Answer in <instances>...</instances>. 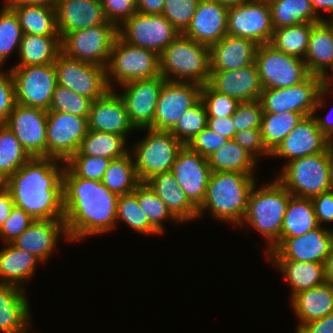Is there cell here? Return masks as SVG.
<instances>
[{"label": "cell", "mask_w": 333, "mask_h": 333, "mask_svg": "<svg viewBox=\"0 0 333 333\" xmlns=\"http://www.w3.org/2000/svg\"><path fill=\"white\" fill-rule=\"evenodd\" d=\"M63 195V220L71 242L104 235L118 227L116 208L119 196L109 191L102 181L75 176L65 166Z\"/></svg>", "instance_id": "obj_1"}, {"label": "cell", "mask_w": 333, "mask_h": 333, "mask_svg": "<svg viewBox=\"0 0 333 333\" xmlns=\"http://www.w3.org/2000/svg\"><path fill=\"white\" fill-rule=\"evenodd\" d=\"M55 158H30L3 184L16 207L38 220L64 219L63 171Z\"/></svg>", "instance_id": "obj_2"}, {"label": "cell", "mask_w": 333, "mask_h": 333, "mask_svg": "<svg viewBox=\"0 0 333 333\" xmlns=\"http://www.w3.org/2000/svg\"><path fill=\"white\" fill-rule=\"evenodd\" d=\"M255 175L212 171L204 201L198 207L197 219L208 211L213 219L239 226L245 216L250 193L257 182Z\"/></svg>", "instance_id": "obj_3"}, {"label": "cell", "mask_w": 333, "mask_h": 333, "mask_svg": "<svg viewBox=\"0 0 333 333\" xmlns=\"http://www.w3.org/2000/svg\"><path fill=\"white\" fill-rule=\"evenodd\" d=\"M256 187L257 183L250 193L245 216L238 228L245 229L251 225L267 240L265 253H268L280 241L283 218L292 194L275 178L262 187Z\"/></svg>", "instance_id": "obj_4"}, {"label": "cell", "mask_w": 333, "mask_h": 333, "mask_svg": "<svg viewBox=\"0 0 333 333\" xmlns=\"http://www.w3.org/2000/svg\"><path fill=\"white\" fill-rule=\"evenodd\" d=\"M160 75L166 81L204 86L210 77V50L182 33L159 55Z\"/></svg>", "instance_id": "obj_5"}, {"label": "cell", "mask_w": 333, "mask_h": 333, "mask_svg": "<svg viewBox=\"0 0 333 333\" xmlns=\"http://www.w3.org/2000/svg\"><path fill=\"white\" fill-rule=\"evenodd\" d=\"M275 179L297 197L312 198L333 189V168L328 149L285 163Z\"/></svg>", "instance_id": "obj_6"}, {"label": "cell", "mask_w": 333, "mask_h": 333, "mask_svg": "<svg viewBox=\"0 0 333 333\" xmlns=\"http://www.w3.org/2000/svg\"><path fill=\"white\" fill-rule=\"evenodd\" d=\"M332 87H326L322 78L309 75L298 85L286 88L263 89L260 97L263 113H281L293 111L304 117L320 111L326 102L325 97L332 93Z\"/></svg>", "instance_id": "obj_7"}, {"label": "cell", "mask_w": 333, "mask_h": 333, "mask_svg": "<svg viewBox=\"0 0 333 333\" xmlns=\"http://www.w3.org/2000/svg\"><path fill=\"white\" fill-rule=\"evenodd\" d=\"M157 76H160L159 55L152 50L131 45L117 35L106 66L109 88L114 90L113 87L118 88L115 84L121 86L130 81Z\"/></svg>", "instance_id": "obj_8"}, {"label": "cell", "mask_w": 333, "mask_h": 333, "mask_svg": "<svg viewBox=\"0 0 333 333\" xmlns=\"http://www.w3.org/2000/svg\"><path fill=\"white\" fill-rule=\"evenodd\" d=\"M147 134L130 146L136 174L146 182L156 174L172 171L173 164L183 144L170 131L144 128Z\"/></svg>", "instance_id": "obj_9"}, {"label": "cell", "mask_w": 333, "mask_h": 333, "mask_svg": "<svg viewBox=\"0 0 333 333\" xmlns=\"http://www.w3.org/2000/svg\"><path fill=\"white\" fill-rule=\"evenodd\" d=\"M117 35L118 27L110 21L70 32L61 39V53L106 68Z\"/></svg>", "instance_id": "obj_10"}, {"label": "cell", "mask_w": 333, "mask_h": 333, "mask_svg": "<svg viewBox=\"0 0 333 333\" xmlns=\"http://www.w3.org/2000/svg\"><path fill=\"white\" fill-rule=\"evenodd\" d=\"M254 62L263 89L298 85L310 75L304 60L287 55L269 43L258 46Z\"/></svg>", "instance_id": "obj_11"}, {"label": "cell", "mask_w": 333, "mask_h": 333, "mask_svg": "<svg viewBox=\"0 0 333 333\" xmlns=\"http://www.w3.org/2000/svg\"><path fill=\"white\" fill-rule=\"evenodd\" d=\"M16 103L48 110L57 86L54 63L12 66Z\"/></svg>", "instance_id": "obj_12"}, {"label": "cell", "mask_w": 333, "mask_h": 333, "mask_svg": "<svg viewBox=\"0 0 333 333\" xmlns=\"http://www.w3.org/2000/svg\"><path fill=\"white\" fill-rule=\"evenodd\" d=\"M180 34L162 14L136 12L118 27V35L124 41L152 50L158 55Z\"/></svg>", "instance_id": "obj_13"}, {"label": "cell", "mask_w": 333, "mask_h": 333, "mask_svg": "<svg viewBox=\"0 0 333 333\" xmlns=\"http://www.w3.org/2000/svg\"><path fill=\"white\" fill-rule=\"evenodd\" d=\"M54 66L57 73V84L73 92L96 100L109 90L106 79V68L66 57L63 53L57 56Z\"/></svg>", "instance_id": "obj_14"}, {"label": "cell", "mask_w": 333, "mask_h": 333, "mask_svg": "<svg viewBox=\"0 0 333 333\" xmlns=\"http://www.w3.org/2000/svg\"><path fill=\"white\" fill-rule=\"evenodd\" d=\"M333 245V229L317 228L296 237H280L266 254L267 260H294L324 263Z\"/></svg>", "instance_id": "obj_15"}, {"label": "cell", "mask_w": 333, "mask_h": 333, "mask_svg": "<svg viewBox=\"0 0 333 333\" xmlns=\"http://www.w3.org/2000/svg\"><path fill=\"white\" fill-rule=\"evenodd\" d=\"M88 132V118L47 111V157L66 162Z\"/></svg>", "instance_id": "obj_16"}, {"label": "cell", "mask_w": 333, "mask_h": 333, "mask_svg": "<svg viewBox=\"0 0 333 333\" xmlns=\"http://www.w3.org/2000/svg\"><path fill=\"white\" fill-rule=\"evenodd\" d=\"M273 31L268 2L248 0L236 7L228 8V35L249 38L258 45H263L270 42Z\"/></svg>", "instance_id": "obj_17"}, {"label": "cell", "mask_w": 333, "mask_h": 333, "mask_svg": "<svg viewBox=\"0 0 333 333\" xmlns=\"http://www.w3.org/2000/svg\"><path fill=\"white\" fill-rule=\"evenodd\" d=\"M4 125L31 158L47 157V110L16 103Z\"/></svg>", "instance_id": "obj_18"}, {"label": "cell", "mask_w": 333, "mask_h": 333, "mask_svg": "<svg viewBox=\"0 0 333 333\" xmlns=\"http://www.w3.org/2000/svg\"><path fill=\"white\" fill-rule=\"evenodd\" d=\"M201 85L165 81L158 97L152 129L170 131L181 115L201 99Z\"/></svg>", "instance_id": "obj_19"}, {"label": "cell", "mask_w": 333, "mask_h": 333, "mask_svg": "<svg viewBox=\"0 0 333 333\" xmlns=\"http://www.w3.org/2000/svg\"><path fill=\"white\" fill-rule=\"evenodd\" d=\"M165 81L160 75L119 86L123 91L122 94H118L125 104L130 122L137 131L144 128L152 129L159 93Z\"/></svg>", "instance_id": "obj_20"}, {"label": "cell", "mask_w": 333, "mask_h": 333, "mask_svg": "<svg viewBox=\"0 0 333 333\" xmlns=\"http://www.w3.org/2000/svg\"><path fill=\"white\" fill-rule=\"evenodd\" d=\"M172 172L189 200L198 208L204 201L212 173L207 158L183 145L177 154Z\"/></svg>", "instance_id": "obj_21"}, {"label": "cell", "mask_w": 333, "mask_h": 333, "mask_svg": "<svg viewBox=\"0 0 333 333\" xmlns=\"http://www.w3.org/2000/svg\"><path fill=\"white\" fill-rule=\"evenodd\" d=\"M327 147L328 138L320 131L312 115L299 122L271 153V157L283 158L288 163L304 156L323 153Z\"/></svg>", "instance_id": "obj_22"}, {"label": "cell", "mask_w": 333, "mask_h": 333, "mask_svg": "<svg viewBox=\"0 0 333 333\" xmlns=\"http://www.w3.org/2000/svg\"><path fill=\"white\" fill-rule=\"evenodd\" d=\"M61 236L64 240L71 242L63 219H35L11 244L34 254L44 264L56 251Z\"/></svg>", "instance_id": "obj_23"}, {"label": "cell", "mask_w": 333, "mask_h": 333, "mask_svg": "<svg viewBox=\"0 0 333 333\" xmlns=\"http://www.w3.org/2000/svg\"><path fill=\"white\" fill-rule=\"evenodd\" d=\"M88 130L122 135L126 139L133 130L137 131L130 122L125 104L116 89H110L92 102Z\"/></svg>", "instance_id": "obj_24"}, {"label": "cell", "mask_w": 333, "mask_h": 333, "mask_svg": "<svg viewBox=\"0 0 333 333\" xmlns=\"http://www.w3.org/2000/svg\"><path fill=\"white\" fill-rule=\"evenodd\" d=\"M207 84L240 103L260 100L263 90L255 62L240 69L211 71Z\"/></svg>", "instance_id": "obj_25"}, {"label": "cell", "mask_w": 333, "mask_h": 333, "mask_svg": "<svg viewBox=\"0 0 333 333\" xmlns=\"http://www.w3.org/2000/svg\"><path fill=\"white\" fill-rule=\"evenodd\" d=\"M227 13L228 8L214 0H199L190 24L182 34L210 47L227 35Z\"/></svg>", "instance_id": "obj_26"}, {"label": "cell", "mask_w": 333, "mask_h": 333, "mask_svg": "<svg viewBox=\"0 0 333 333\" xmlns=\"http://www.w3.org/2000/svg\"><path fill=\"white\" fill-rule=\"evenodd\" d=\"M55 11L60 39L67 33L108 21L101 0H58Z\"/></svg>", "instance_id": "obj_27"}, {"label": "cell", "mask_w": 333, "mask_h": 333, "mask_svg": "<svg viewBox=\"0 0 333 333\" xmlns=\"http://www.w3.org/2000/svg\"><path fill=\"white\" fill-rule=\"evenodd\" d=\"M258 46L249 38L227 34L209 47L211 71L235 70L253 64Z\"/></svg>", "instance_id": "obj_28"}, {"label": "cell", "mask_w": 333, "mask_h": 333, "mask_svg": "<svg viewBox=\"0 0 333 333\" xmlns=\"http://www.w3.org/2000/svg\"><path fill=\"white\" fill-rule=\"evenodd\" d=\"M25 290L0 282V333H29L31 311Z\"/></svg>", "instance_id": "obj_29"}, {"label": "cell", "mask_w": 333, "mask_h": 333, "mask_svg": "<svg viewBox=\"0 0 333 333\" xmlns=\"http://www.w3.org/2000/svg\"><path fill=\"white\" fill-rule=\"evenodd\" d=\"M146 183L180 223L197 219L198 208L179 186L172 171L156 174Z\"/></svg>", "instance_id": "obj_30"}, {"label": "cell", "mask_w": 333, "mask_h": 333, "mask_svg": "<svg viewBox=\"0 0 333 333\" xmlns=\"http://www.w3.org/2000/svg\"><path fill=\"white\" fill-rule=\"evenodd\" d=\"M290 300L291 309L299 319L296 332L311 321L333 312V285L325 282L295 294Z\"/></svg>", "instance_id": "obj_31"}, {"label": "cell", "mask_w": 333, "mask_h": 333, "mask_svg": "<svg viewBox=\"0 0 333 333\" xmlns=\"http://www.w3.org/2000/svg\"><path fill=\"white\" fill-rule=\"evenodd\" d=\"M304 62L311 75L322 77L328 73L333 64V21H321L312 27Z\"/></svg>", "instance_id": "obj_32"}, {"label": "cell", "mask_w": 333, "mask_h": 333, "mask_svg": "<svg viewBox=\"0 0 333 333\" xmlns=\"http://www.w3.org/2000/svg\"><path fill=\"white\" fill-rule=\"evenodd\" d=\"M39 263L43 264L34 254L18 249L11 243L5 244L0 250V282L24 289L25 282L34 277Z\"/></svg>", "instance_id": "obj_33"}, {"label": "cell", "mask_w": 333, "mask_h": 333, "mask_svg": "<svg viewBox=\"0 0 333 333\" xmlns=\"http://www.w3.org/2000/svg\"><path fill=\"white\" fill-rule=\"evenodd\" d=\"M281 272L291 288L290 299L297 293L326 282L324 263L294 260H269Z\"/></svg>", "instance_id": "obj_34"}, {"label": "cell", "mask_w": 333, "mask_h": 333, "mask_svg": "<svg viewBox=\"0 0 333 333\" xmlns=\"http://www.w3.org/2000/svg\"><path fill=\"white\" fill-rule=\"evenodd\" d=\"M61 53L60 36H40L23 33L18 58L14 66H33L54 63Z\"/></svg>", "instance_id": "obj_35"}, {"label": "cell", "mask_w": 333, "mask_h": 333, "mask_svg": "<svg viewBox=\"0 0 333 333\" xmlns=\"http://www.w3.org/2000/svg\"><path fill=\"white\" fill-rule=\"evenodd\" d=\"M18 17L23 33L40 36H59L55 7L45 5H7Z\"/></svg>", "instance_id": "obj_36"}, {"label": "cell", "mask_w": 333, "mask_h": 333, "mask_svg": "<svg viewBox=\"0 0 333 333\" xmlns=\"http://www.w3.org/2000/svg\"><path fill=\"white\" fill-rule=\"evenodd\" d=\"M319 226L311 198L291 196L283 218L280 237H296Z\"/></svg>", "instance_id": "obj_37"}, {"label": "cell", "mask_w": 333, "mask_h": 333, "mask_svg": "<svg viewBox=\"0 0 333 333\" xmlns=\"http://www.w3.org/2000/svg\"><path fill=\"white\" fill-rule=\"evenodd\" d=\"M207 161L213 172H239L255 174L257 160L234 140H229L217 151L213 152Z\"/></svg>", "instance_id": "obj_38"}, {"label": "cell", "mask_w": 333, "mask_h": 333, "mask_svg": "<svg viewBox=\"0 0 333 333\" xmlns=\"http://www.w3.org/2000/svg\"><path fill=\"white\" fill-rule=\"evenodd\" d=\"M127 146V139L122 135L88 130L73 156H95L114 160L129 153Z\"/></svg>", "instance_id": "obj_39"}, {"label": "cell", "mask_w": 333, "mask_h": 333, "mask_svg": "<svg viewBox=\"0 0 333 333\" xmlns=\"http://www.w3.org/2000/svg\"><path fill=\"white\" fill-rule=\"evenodd\" d=\"M268 3L274 29L306 22H321L311 0H270Z\"/></svg>", "instance_id": "obj_40"}, {"label": "cell", "mask_w": 333, "mask_h": 333, "mask_svg": "<svg viewBox=\"0 0 333 333\" xmlns=\"http://www.w3.org/2000/svg\"><path fill=\"white\" fill-rule=\"evenodd\" d=\"M318 22H306L274 29L269 44L287 55L304 60L312 27Z\"/></svg>", "instance_id": "obj_41"}, {"label": "cell", "mask_w": 333, "mask_h": 333, "mask_svg": "<svg viewBox=\"0 0 333 333\" xmlns=\"http://www.w3.org/2000/svg\"><path fill=\"white\" fill-rule=\"evenodd\" d=\"M102 183L109 191L118 196L135 190L140 181L130 152L121 158L110 161Z\"/></svg>", "instance_id": "obj_42"}, {"label": "cell", "mask_w": 333, "mask_h": 333, "mask_svg": "<svg viewBox=\"0 0 333 333\" xmlns=\"http://www.w3.org/2000/svg\"><path fill=\"white\" fill-rule=\"evenodd\" d=\"M304 116L298 112L263 113L261 133L267 149L272 153Z\"/></svg>", "instance_id": "obj_43"}, {"label": "cell", "mask_w": 333, "mask_h": 333, "mask_svg": "<svg viewBox=\"0 0 333 333\" xmlns=\"http://www.w3.org/2000/svg\"><path fill=\"white\" fill-rule=\"evenodd\" d=\"M30 158L14 133L0 124V183L3 184Z\"/></svg>", "instance_id": "obj_44"}, {"label": "cell", "mask_w": 333, "mask_h": 333, "mask_svg": "<svg viewBox=\"0 0 333 333\" xmlns=\"http://www.w3.org/2000/svg\"><path fill=\"white\" fill-rule=\"evenodd\" d=\"M116 221H122L132 230L144 235H157L160 233L149 223L148 217L138 205L136 188L133 192L120 195L117 200ZM119 221V222H118Z\"/></svg>", "instance_id": "obj_45"}, {"label": "cell", "mask_w": 333, "mask_h": 333, "mask_svg": "<svg viewBox=\"0 0 333 333\" xmlns=\"http://www.w3.org/2000/svg\"><path fill=\"white\" fill-rule=\"evenodd\" d=\"M138 205L148 217L149 223L160 233L164 232V221L180 222L171 214L165 203L155 194L146 182H140L136 187Z\"/></svg>", "instance_id": "obj_46"}, {"label": "cell", "mask_w": 333, "mask_h": 333, "mask_svg": "<svg viewBox=\"0 0 333 333\" xmlns=\"http://www.w3.org/2000/svg\"><path fill=\"white\" fill-rule=\"evenodd\" d=\"M23 31L14 10L5 3L0 10V68L13 51L19 52Z\"/></svg>", "instance_id": "obj_47"}, {"label": "cell", "mask_w": 333, "mask_h": 333, "mask_svg": "<svg viewBox=\"0 0 333 333\" xmlns=\"http://www.w3.org/2000/svg\"><path fill=\"white\" fill-rule=\"evenodd\" d=\"M207 118L206 106L200 99L181 115L170 132L183 145H187L198 133L207 127Z\"/></svg>", "instance_id": "obj_48"}, {"label": "cell", "mask_w": 333, "mask_h": 333, "mask_svg": "<svg viewBox=\"0 0 333 333\" xmlns=\"http://www.w3.org/2000/svg\"><path fill=\"white\" fill-rule=\"evenodd\" d=\"M92 102L93 100L57 84L47 111L68 113L88 118Z\"/></svg>", "instance_id": "obj_49"}, {"label": "cell", "mask_w": 333, "mask_h": 333, "mask_svg": "<svg viewBox=\"0 0 333 333\" xmlns=\"http://www.w3.org/2000/svg\"><path fill=\"white\" fill-rule=\"evenodd\" d=\"M111 159L95 156H71L65 166L83 179L102 181Z\"/></svg>", "instance_id": "obj_50"}, {"label": "cell", "mask_w": 333, "mask_h": 333, "mask_svg": "<svg viewBox=\"0 0 333 333\" xmlns=\"http://www.w3.org/2000/svg\"><path fill=\"white\" fill-rule=\"evenodd\" d=\"M201 100L206 106L208 117H229L235 113L240 102L213 90L208 84L201 88Z\"/></svg>", "instance_id": "obj_51"}, {"label": "cell", "mask_w": 333, "mask_h": 333, "mask_svg": "<svg viewBox=\"0 0 333 333\" xmlns=\"http://www.w3.org/2000/svg\"><path fill=\"white\" fill-rule=\"evenodd\" d=\"M199 0H165L162 15L183 33L195 14Z\"/></svg>", "instance_id": "obj_52"}, {"label": "cell", "mask_w": 333, "mask_h": 333, "mask_svg": "<svg viewBox=\"0 0 333 333\" xmlns=\"http://www.w3.org/2000/svg\"><path fill=\"white\" fill-rule=\"evenodd\" d=\"M263 106L260 100L241 102L232 115L236 132L247 129H261Z\"/></svg>", "instance_id": "obj_53"}, {"label": "cell", "mask_w": 333, "mask_h": 333, "mask_svg": "<svg viewBox=\"0 0 333 333\" xmlns=\"http://www.w3.org/2000/svg\"><path fill=\"white\" fill-rule=\"evenodd\" d=\"M35 219L25 210L14 206L10 216L0 227V237L4 244L11 243L23 233Z\"/></svg>", "instance_id": "obj_54"}, {"label": "cell", "mask_w": 333, "mask_h": 333, "mask_svg": "<svg viewBox=\"0 0 333 333\" xmlns=\"http://www.w3.org/2000/svg\"><path fill=\"white\" fill-rule=\"evenodd\" d=\"M228 141L229 139L226 137L218 135L210 128L206 127L198 133L187 146L196 153L208 158L213 152L217 151Z\"/></svg>", "instance_id": "obj_55"}, {"label": "cell", "mask_w": 333, "mask_h": 333, "mask_svg": "<svg viewBox=\"0 0 333 333\" xmlns=\"http://www.w3.org/2000/svg\"><path fill=\"white\" fill-rule=\"evenodd\" d=\"M0 68V124H4L16 105L14 82L11 70Z\"/></svg>", "instance_id": "obj_56"}, {"label": "cell", "mask_w": 333, "mask_h": 333, "mask_svg": "<svg viewBox=\"0 0 333 333\" xmlns=\"http://www.w3.org/2000/svg\"><path fill=\"white\" fill-rule=\"evenodd\" d=\"M233 140L251 154L257 161L262 155L271 157V152L264 144L261 129H247L236 132Z\"/></svg>", "instance_id": "obj_57"}, {"label": "cell", "mask_w": 333, "mask_h": 333, "mask_svg": "<svg viewBox=\"0 0 333 333\" xmlns=\"http://www.w3.org/2000/svg\"><path fill=\"white\" fill-rule=\"evenodd\" d=\"M105 17L119 27L137 12L136 0H101Z\"/></svg>", "instance_id": "obj_58"}, {"label": "cell", "mask_w": 333, "mask_h": 333, "mask_svg": "<svg viewBox=\"0 0 333 333\" xmlns=\"http://www.w3.org/2000/svg\"><path fill=\"white\" fill-rule=\"evenodd\" d=\"M311 200L318 224L323 227L324 223H333V189L313 196Z\"/></svg>", "instance_id": "obj_59"}, {"label": "cell", "mask_w": 333, "mask_h": 333, "mask_svg": "<svg viewBox=\"0 0 333 333\" xmlns=\"http://www.w3.org/2000/svg\"><path fill=\"white\" fill-rule=\"evenodd\" d=\"M207 127L218 135L224 136L229 140H233V137L236 134V128L233 123L232 116L208 117Z\"/></svg>", "instance_id": "obj_60"}, {"label": "cell", "mask_w": 333, "mask_h": 333, "mask_svg": "<svg viewBox=\"0 0 333 333\" xmlns=\"http://www.w3.org/2000/svg\"><path fill=\"white\" fill-rule=\"evenodd\" d=\"M296 333H333V312L304 324Z\"/></svg>", "instance_id": "obj_61"}, {"label": "cell", "mask_w": 333, "mask_h": 333, "mask_svg": "<svg viewBox=\"0 0 333 333\" xmlns=\"http://www.w3.org/2000/svg\"><path fill=\"white\" fill-rule=\"evenodd\" d=\"M14 206L15 204L10 191L4 186V184L0 183V227L10 216L11 210Z\"/></svg>", "instance_id": "obj_62"}, {"label": "cell", "mask_w": 333, "mask_h": 333, "mask_svg": "<svg viewBox=\"0 0 333 333\" xmlns=\"http://www.w3.org/2000/svg\"><path fill=\"white\" fill-rule=\"evenodd\" d=\"M165 0H136L137 12L141 14H161Z\"/></svg>", "instance_id": "obj_63"}, {"label": "cell", "mask_w": 333, "mask_h": 333, "mask_svg": "<svg viewBox=\"0 0 333 333\" xmlns=\"http://www.w3.org/2000/svg\"><path fill=\"white\" fill-rule=\"evenodd\" d=\"M313 117L316 120L318 128L327 138L333 136V109H330L324 117H320L314 112Z\"/></svg>", "instance_id": "obj_64"}, {"label": "cell", "mask_w": 333, "mask_h": 333, "mask_svg": "<svg viewBox=\"0 0 333 333\" xmlns=\"http://www.w3.org/2000/svg\"><path fill=\"white\" fill-rule=\"evenodd\" d=\"M315 13L319 16L321 21H333V0H311ZM320 11H325L330 14L328 19L320 15ZM325 18V19H324Z\"/></svg>", "instance_id": "obj_65"}, {"label": "cell", "mask_w": 333, "mask_h": 333, "mask_svg": "<svg viewBox=\"0 0 333 333\" xmlns=\"http://www.w3.org/2000/svg\"><path fill=\"white\" fill-rule=\"evenodd\" d=\"M58 0H5L6 5H24V4H34V5H45L48 7H55Z\"/></svg>", "instance_id": "obj_66"}, {"label": "cell", "mask_w": 333, "mask_h": 333, "mask_svg": "<svg viewBox=\"0 0 333 333\" xmlns=\"http://www.w3.org/2000/svg\"><path fill=\"white\" fill-rule=\"evenodd\" d=\"M325 279L326 282L333 285V245L330 253L324 261Z\"/></svg>", "instance_id": "obj_67"}, {"label": "cell", "mask_w": 333, "mask_h": 333, "mask_svg": "<svg viewBox=\"0 0 333 333\" xmlns=\"http://www.w3.org/2000/svg\"><path fill=\"white\" fill-rule=\"evenodd\" d=\"M220 5L226 7V8H231V7H236L240 4H243L244 2H247L248 0H214Z\"/></svg>", "instance_id": "obj_68"}, {"label": "cell", "mask_w": 333, "mask_h": 333, "mask_svg": "<svg viewBox=\"0 0 333 333\" xmlns=\"http://www.w3.org/2000/svg\"><path fill=\"white\" fill-rule=\"evenodd\" d=\"M330 73H325L321 78L323 81L324 86L326 87H333V64L329 69ZM332 73V74H331Z\"/></svg>", "instance_id": "obj_69"}, {"label": "cell", "mask_w": 333, "mask_h": 333, "mask_svg": "<svg viewBox=\"0 0 333 333\" xmlns=\"http://www.w3.org/2000/svg\"><path fill=\"white\" fill-rule=\"evenodd\" d=\"M328 152L331 158L332 168H333V136L328 138Z\"/></svg>", "instance_id": "obj_70"}, {"label": "cell", "mask_w": 333, "mask_h": 333, "mask_svg": "<svg viewBox=\"0 0 333 333\" xmlns=\"http://www.w3.org/2000/svg\"><path fill=\"white\" fill-rule=\"evenodd\" d=\"M250 1H266V2H269L270 0H250Z\"/></svg>", "instance_id": "obj_71"}]
</instances>
